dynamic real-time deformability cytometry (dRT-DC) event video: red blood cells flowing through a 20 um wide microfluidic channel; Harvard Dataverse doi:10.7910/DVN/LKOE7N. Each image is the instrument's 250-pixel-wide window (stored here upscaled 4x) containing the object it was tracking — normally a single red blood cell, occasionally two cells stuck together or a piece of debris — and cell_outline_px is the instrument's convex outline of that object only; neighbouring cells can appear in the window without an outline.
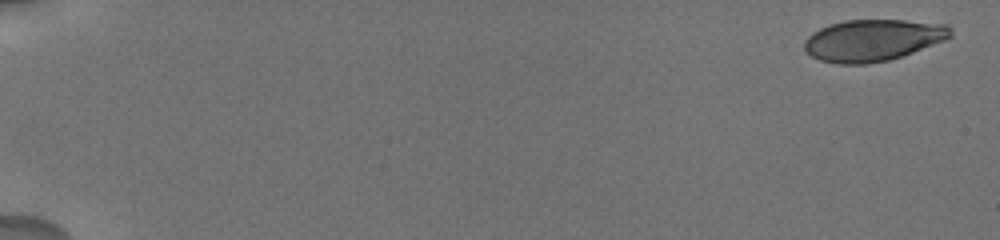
{"species": "human", "species_latin": "Homo sapiens", "temperature_condition": "cold", "stored_images_in_passage": 20, "camera_frame_rate_fps": 3000, "um_per_image_px": 0.085, "donor": {"sex": "male"}, "frame": {"image": 1, "passage_image": 1, "time_ms": 0.0, "image_size_px": [1000, 240], "cell_outline_px": [[952, 36], [948, 40], [888, 60], [868, 64], [836, 64], [820, 60], [812, 56], [804, 48], [804, 40], [812, 32], [828, 24], [844, 20], [904, 20], [948, 24], [952, 28]], "centroid_in_image_um": [74.21, 3.41], "position_along_channel_um": 10.8, "area_um2": 35.78}}
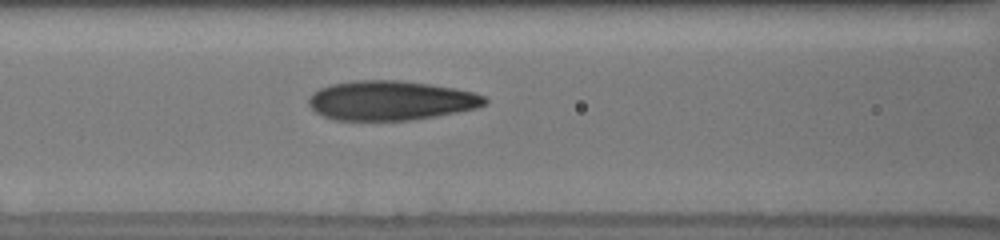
{"frame": {"image": 2, "passage_image": 16, "time_ms": 8.333, "image_size_px": [1000, 240], "cell_outline_px": [[488, 100], [484, 104], [476, 108], [436, 116], [408, 120], [332, 120], [316, 112], [308, 104], [308, 100], [312, 92], [320, 88], [332, 84], [356, 80], [400, 80], [428, 84], [452, 88], [472, 92], [484, 96]], "centroid_in_image_um": [33.17, 8.54], "position_along_channel_um": 133.4, "area_um2": 40.29}}
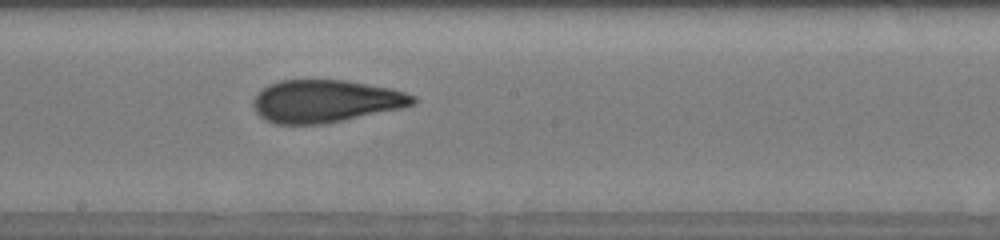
{"frame": {"image": 3, "passage_image": 20, "time_ms": 10.667, "image_size_px": [1000, 240], "cell_outline_px": [[416, 104], [400, 108], [344, 120], [324, 124], [272, 124], [264, 120], [256, 112], [252, 104], [252, 100], [268, 84], [280, 80], [344, 80], [392, 88], [416, 96]], "centroid_in_image_um": [27.65, 8.6], "position_along_channel_um": 220.5, "area_um2": 39.65}}